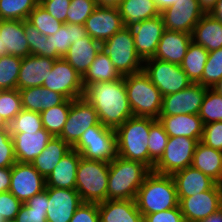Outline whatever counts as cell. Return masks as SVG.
I'll return each instance as SVG.
<instances>
[{
  "label": "cell",
  "mask_w": 222,
  "mask_h": 222,
  "mask_svg": "<svg viewBox=\"0 0 222 222\" xmlns=\"http://www.w3.org/2000/svg\"><path fill=\"white\" fill-rule=\"evenodd\" d=\"M22 58L5 54L0 56V90L17 89Z\"/></svg>",
  "instance_id": "cell-40"
},
{
  "label": "cell",
  "mask_w": 222,
  "mask_h": 222,
  "mask_svg": "<svg viewBox=\"0 0 222 222\" xmlns=\"http://www.w3.org/2000/svg\"><path fill=\"white\" fill-rule=\"evenodd\" d=\"M220 79H222V48L208 53L202 75V86L212 88Z\"/></svg>",
  "instance_id": "cell-45"
},
{
  "label": "cell",
  "mask_w": 222,
  "mask_h": 222,
  "mask_svg": "<svg viewBox=\"0 0 222 222\" xmlns=\"http://www.w3.org/2000/svg\"><path fill=\"white\" fill-rule=\"evenodd\" d=\"M127 97L133 116L158 119L162 109L163 96L142 70L124 76Z\"/></svg>",
  "instance_id": "cell-5"
},
{
  "label": "cell",
  "mask_w": 222,
  "mask_h": 222,
  "mask_svg": "<svg viewBox=\"0 0 222 222\" xmlns=\"http://www.w3.org/2000/svg\"><path fill=\"white\" fill-rule=\"evenodd\" d=\"M100 222H143L135 199L106 200L98 203Z\"/></svg>",
  "instance_id": "cell-28"
},
{
  "label": "cell",
  "mask_w": 222,
  "mask_h": 222,
  "mask_svg": "<svg viewBox=\"0 0 222 222\" xmlns=\"http://www.w3.org/2000/svg\"><path fill=\"white\" fill-rule=\"evenodd\" d=\"M151 171L142 162L116 156L109 163L107 200L135 199L138 189Z\"/></svg>",
  "instance_id": "cell-3"
},
{
  "label": "cell",
  "mask_w": 222,
  "mask_h": 222,
  "mask_svg": "<svg viewBox=\"0 0 222 222\" xmlns=\"http://www.w3.org/2000/svg\"><path fill=\"white\" fill-rule=\"evenodd\" d=\"M191 35L192 41L208 52L222 48V23L209 13L201 17Z\"/></svg>",
  "instance_id": "cell-31"
},
{
  "label": "cell",
  "mask_w": 222,
  "mask_h": 222,
  "mask_svg": "<svg viewBox=\"0 0 222 222\" xmlns=\"http://www.w3.org/2000/svg\"><path fill=\"white\" fill-rule=\"evenodd\" d=\"M22 109L42 113L51 107L62 104L66 98L43 86L19 90Z\"/></svg>",
  "instance_id": "cell-32"
},
{
  "label": "cell",
  "mask_w": 222,
  "mask_h": 222,
  "mask_svg": "<svg viewBox=\"0 0 222 222\" xmlns=\"http://www.w3.org/2000/svg\"><path fill=\"white\" fill-rule=\"evenodd\" d=\"M198 115L204 125L211 122H222V96L212 88H207Z\"/></svg>",
  "instance_id": "cell-41"
},
{
  "label": "cell",
  "mask_w": 222,
  "mask_h": 222,
  "mask_svg": "<svg viewBox=\"0 0 222 222\" xmlns=\"http://www.w3.org/2000/svg\"><path fill=\"white\" fill-rule=\"evenodd\" d=\"M71 149L72 147L60 137H53L31 164L46 179Z\"/></svg>",
  "instance_id": "cell-34"
},
{
  "label": "cell",
  "mask_w": 222,
  "mask_h": 222,
  "mask_svg": "<svg viewBox=\"0 0 222 222\" xmlns=\"http://www.w3.org/2000/svg\"><path fill=\"white\" fill-rule=\"evenodd\" d=\"M199 141L188 137H169L164 153L155 163L152 171L172 175L176 171L191 166Z\"/></svg>",
  "instance_id": "cell-10"
},
{
  "label": "cell",
  "mask_w": 222,
  "mask_h": 222,
  "mask_svg": "<svg viewBox=\"0 0 222 222\" xmlns=\"http://www.w3.org/2000/svg\"><path fill=\"white\" fill-rule=\"evenodd\" d=\"M0 222H7L2 216H0Z\"/></svg>",
  "instance_id": "cell-64"
},
{
  "label": "cell",
  "mask_w": 222,
  "mask_h": 222,
  "mask_svg": "<svg viewBox=\"0 0 222 222\" xmlns=\"http://www.w3.org/2000/svg\"><path fill=\"white\" fill-rule=\"evenodd\" d=\"M102 50L122 76L143 70L144 62L136 52L134 36L130 27H123L105 40L102 43Z\"/></svg>",
  "instance_id": "cell-8"
},
{
  "label": "cell",
  "mask_w": 222,
  "mask_h": 222,
  "mask_svg": "<svg viewBox=\"0 0 222 222\" xmlns=\"http://www.w3.org/2000/svg\"><path fill=\"white\" fill-rule=\"evenodd\" d=\"M135 203L143 217L178 207L179 200L173 177L151 171L138 189Z\"/></svg>",
  "instance_id": "cell-4"
},
{
  "label": "cell",
  "mask_w": 222,
  "mask_h": 222,
  "mask_svg": "<svg viewBox=\"0 0 222 222\" xmlns=\"http://www.w3.org/2000/svg\"><path fill=\"white\" fill-rule=\"evenodd\" d=\"M84 26L91 38L103 43L120 31L124 24L118 7L97 6Z\"/></svg>",
  "instance_id": "cell-18"
},
{
  "label": "cell",
  "mask_w": 222,
  "mask_h": 222,
  "mask_svg": "<svg viewBox=\"0 0 222 222\" xmlns=\"http://www.w3.org/2000/svg\"><path fill=\"white\" fill-rule=\"evenodd\" d=\"M25 36L30 48V55L44 57V45L47 42V36L32 26L27 20H24Z\"/></svg>",
  "instance_id": "cell-48"
},
{
  "label": "cell",
  "mask_w": 222,
  "mask_h": 222,
  "mask_svg": "<svg viewBox=\"0 0 222 222\" xmlns=\"http://www.w3.org/2000/svg\"><path fill=\"white\" fill-rule=\"evenodd\" d=\"M174 179L177 197H190L211 190L217 183L193 166L171 175Z\"/></svg>",
  "instance_id": "cell-25"
},
{
  "label": "cell",
  "mask_w": 222,
  "mask_h": 222,
  "mask_svg": "<svg viewBox=\"0 0 222 222\" xmlns=\"http://www.w3.org/2000/svg\"><path fill=\"white\" fill-rule=\"evenodd\" d=\"M39 0H0V20H27Z\"/></svg>",
  "instance_id": "cell-39"
},
{
  "label": "cell",
  "mask_w": 222,
  "mask_h": 222,
  "mask_svg": "<svg viewBox=\"0 0 222 222\" xmlns=\"http://www.w3.org/2000/svg\"><path fill=\"white\" fill-rule=\"evenodd\" d=\"M84 25L63 23L58 32L47 36L44 45V57L59 59L65 56L74 41L87 37Z\"/></svg>",
  "instance_id": "cell-22"
},
{
  "label": "cell",
  "mask_w": 222,
  "mask_h": 222,
  "mask_svg": "<svg viewBox=\"0 0 222 222\" xmlns=\"http://www.w3.org/2000/svg\"><path fill=\"white\" fill-rule=\"evenodd\" d=\"M124 27L160 15L155 0H122L118 6Z\"/></svg>",
  "instance_id": "cell-33"
},
{
  "label": "cell",
  "mask_w": 222,
  "mask_h": 222,
  "mask_svg": "<svg viewBox=\"0 0 222 222\" xmlns=\"http://www.w3.org/2000/svg\"><path fill=\"white\" fill-rule=\"evenodd\" d=\"M97 6L118 7L122 0H95Z\"/></svg>",
  "instance_id": "cell-59"
},
{
  "label": "cell",
  "mask_w": 222,
  "mask_h": 222,
  "mask_svg": "<svg viewBox=\"0 0 222 222\" xmlns=\"http://www.w3.org/2000/svg\"><path fill=\"white\" fill-rule=\"evenodd\" d=\"M134 36L135 49L144 62L154 57L158 43L165 30L162 16L140 21L130 26Z\"/></svg>",
  "instance_id": "cell-17"
},
{
  "label": "cell",
  "mask_w": 222,
  "mask_h": 222,
  "mask_svg": "<svg viewBox=\"0 0 222 222\" xmlns=\"http://www.w3.org/2000/svg\"><path fill=\"white\" fill-rule=\"evenodd\" d=\"M71 0H39V4L52 17L62 23H67V12Z\"/></svg>",
  "instance_id": "cell-52"
},
{
  "label": "cell",
  "mask_w": 222,
  "mask_h": 222,
  "mask_svg": "<svg viewBox=\"0 0 222 222\" xmlns=\"http://www.w3.org/2000/svg\"><path fill=\"white\" fill-rule=\"evenodd\" d=\"M214 91H216L220 96H222V79H220L214 87H212Z\"/></svg>",
  "instance_id": "cell-61"
},
{
  "label": "cell",
  "mask_w": 222,
  "mask_h": 222,
  "mask_svg": "<svg viewBox=\"0 0 222 222\" xmlns=\"http://www.w3.org/2000/svg\"><path fill=\"white\" fill-rule=\"evenodd\" d=\"M158 120L169 137L202 139L204 123L198 114L159 116Z\"/></svg>",
  "instance_id": "cell-26"
},
{
  "label": "cell",
  "mask_w": 222,
  "mask_h": 222,
  "mask_svg": "<svg viewBox=\"0 0 222 222\" xmlns=\"http://www.w3.org/2000/svg\"><path fill=\"white\" fill-rule=\"evenodd\" d=\"M211 16L222 23V0H218L215 7L209 12Z\"/></svg>",
  "instance_id": "cell-56"
},
{
  "label": "cell",
  "mask_w": 222,
  "mask_h": 222,
  "mask_svg": "<svg viewBox=\"0 0 222 222\" xmlns=\"http://www.w3.org/2000/svg\"><path fill=\"white\" fill-rule=\"evenodd\" d=\"M54 61V59L37 55H28L22 58L17 89L42 86L48 74L51 73Z\"/></svg>",
  "instance_id": "cell-20"
},
{
  "label": "cell",
  "mask_w": 222,
  "mask_h": 222,
  "mask_svg": "<svg viewBox=\"0 0 222 222\" xmlns=\"http://www.w3.org/2000/svg\"><path fill=\"white\" fill-rule=\"evenodd\" d=\"M156 119L132 116L115 131L117 135L118 156L147 165L151 170L155 162L149 157L148 142L151 124Z\"/></svg>",
  "instance_id": "cell-2"
},
{
  "label": "cell",
  "mask_w": 222,
  "mask_h": 222,
  "mask_svg": "<svg viewBox=\"0 0 222 222\" xmlns=\"http://www.w3.org/2000/svg\"><path fill=\"white\" fill-rule=\"evenodd\" d=\"M178 0H155L156 6L160 11L165 9L168 6H171L173 3L177 2Z\"/></svg>",
  "instance_id": "cell-60"
},
{
  "label": "cell",
  "mask_w": 222,
  "mask_h": 222,
  "mask_svg": "<svg viewBox=\"0 0 222 222\" xmlns=\"http://www.w3.org/2000/svg\"><path fill=\"white\" fill-rule=\"evenodd\" d=\"M71 100L66 99L62 104L51 107L40 113L43 128L53 137H58L66 123L70 110Z\"/></svg>",
  "instance_id": "cell-38"
},
{
  "label": "cell",
  "mask_w": 222,
  "mask_h": 222,
  "mask_svg": "<svg viewBox=\"0 0 222 222\" xmlns=\"http://www.w3.org/2000/svg\"><path fill=\"white\" fill-rule=\"evenodd\" d=\"M208 53L203 46L197 45L193 41L189 44L180 66L192 83H200L202 85V75Z\"/></svg>",
  "instance_id": "cell-36"
},
{
  "label": "cell",
  "mask_w": 222,
  "mask_h": 222,
  "mask_svg": "<svg viewBox=\"0 0 222 222\" xmlns=\"http://www.w3.org/2000/svg\"><path fill=\"white\" fill-rule=\"evenodd\" d=\"M42 86L70 100L83 97L84 93L82 76L63 57L54 61Z\"/></svg>",
  "instance_id": "cell-12"
},
{
  "label": "cell",
  "mask_w": 222,
  "mask_h": 222,
  "mask_svg": "<svg viewBox=\"0 0 222 222\" xmlns=\"http://www.w3.org/2000/svg\"><path fill=\"white\" fill-rule=\"evenodd\" d=\"M17 162L32 163L46 148L53 136L44 128L34 132L11 133Z\"/></svg>",
  "instance_id": "cell-21"
},
{
  "label": "cell",
  "mask_w": 222,
  "mask_h": 222,
  "mask_svg": "<svg viewBox=\"0 0 222 222\" xmlns=\"http://www.w3.org/2000/svg\"><path fill=\"white\" fill-rule=\"evenodd\" d=\"M27 21L46 36L54 35L63 24L52 17L40 4L31 11Z\"/></svg>",
  "instance_id": "cell-42"
},
{
  "label": "cell",
  "mask_w": 222,
  "mask_h": 222,
  "mask_svg": "<svg viewBox=\"0 0 222 222\" xmlns=\"http://www.w3.org/2000/svg\"><path fill=\"white\" fill-rule=\"evenodd\" d=\"M102 50V43L89 35L74 41L63 57L82 77Z\"/></svg>",
  "instance_id": "cell-27"
},
{
  "label": "cell",
  "mask_w": 222,
  "mask_h": 222,
  "mask_svg": "<svg viewBox=\"0 0 222 222\" xmlns=\"http://www.w3.org/2000/svg\"><path fill=\"white\" fill-rule=\"evenodd\" d=\"M123 76L114 67L108 55L101 50L93 63L82 77L84 88L94 82H109L121 79Z\"/></svg>",
  "instance_id": "cell-35"
},
{
  "label": "cell",
  "mask_w": 222,
  "mask_h": 222,
  "mask_svg": "<svg viewBox=\"0 0 222 222\" xmlns=\"http://www.w3.org/2000/svg\"><path fill=\"white\" fill-rule=\"evenodd\" d=\"M70 222H100L98 203L84 202L76 209Z\"/></svg>",
  "instance_id": "cell-53"
},
{
  "label": "cell",
  "mask_w": 222,
  "mask_h": 222,
  "mask_svg": "<svg viewBox=\"0 0 222 222\" xmlns=\"http://www.w3.org/2000/svg\"><path fill=\"white\" fill-rule=\"evenodd\" d=\"M0 39L2 55L9 54L19 58L30 55V48L25 36L24 21L0 20Z\"/></svg>",
  "instance_id": "cell-23"
},
{
  "label": "cell",
  "mask_w": 222,
  "mask_h": 222,
  "mask_svg": "<svg viewBox=\"0 0 222 222\" xmlns=\"http://www.w3.org/2000/svg\"><path fill=\"white\" fill-rule=\"evenodd\" d=\"M191 42V34L165 29L153 58L180 65Z\"/></svg>",
  "instance_id": "cell-24"
},
{
  "label": "cell",
  "mask_w": 222,
  "mask_h": 222,
  "mask_svg": "<svg viewBox=\"0 0 222 222\" xmlns=\"http://www.w3.org/2000/svg\"><path fill=\"white\" fill-rule=\"evenodd\" d=\"M191 166L200 170L217 184L222 185V151L213 149L199 141Z\"/></svg>",
  "instance_id": "cell-30"
},
{
  "label": "cell",
  "mask_w": 222,
  "mask_h": 222,
  "mask_svg": "<svg viewBox=\"0 0 222 222\" xmlns=\"http://www.w3.org/2000/svg\"><path fill=\"white\" fill-rule=\"evenodd\" d=\"M83 97L94 107L102 125L116 130L133 116L124 76L109 82H94L84 88Z\"/></svg>",
  "instance_id": "cell-1"
},
{
  "label": "cell",
  "mask_w": 222,
  "mask_h": 222,
  "mask_svg": "<svg viewBox=\"0 0 222 222\" xmlns=\"http://www.w3.org/2000/svg\"><path fill=\"white\" fill-rule=\"evenodd\" d=\"M46 179L31 163L16 162L11 167L9 192L20 202L25 203L35 194L45 190Z\"/></svg>",
  "instance_id": "cell-15"
},
{
  "label": "cell",
  "mask_w": 222,
  "mask_h": 222,
  "mask_svg": "<svg viewBox=\"0 0 222 222\" xmlns=\"http://www.w3.org/2000/svg\"><path fill=\"white\" fill-rule=\"evenodd\" d=\"M109 163L80 158L76 172V191L83 202L107 200Z\"/></svg>",
  "instance_id": "cell-6"
},
{
  "label": "cell",
  "mask_w": 222,
  "mask_h": 222,
  "mask_svg": "<svg viewBox=\"0 0 222 222\" xmlns=\"http://www.w3.org/2000/svg\"><path fill=\"white\" fill-rule=\"evenodd\" d=\"M99 123L96 110L84 97L71 100L66 123L58 137L72 147L88 128Z\"/></svg>",
  "instance_id": "cell-11"
},
{
  "label": "cell",
  "mask_w": 222,
  "mask_h": 222,
  "mask_svg": "<svg viewBox=\"0 0 222 222\" xmlns=\"http://www.w3.org/2000/svg\"><path fill=\"white\" fill-rule=\"evenodd\" d=\"M81 154L71 149L46 178V187L76 189V172Z\"/></svg>",
  "instance_id": "cell-29"
},
{
  "label": "cell",
  "mask_w": 222,
  "mask_h": 222,
  "mask_svg": "<svg viewBox=\"0 0 222 222\" xmlns=\"http://www.w3.org/2000/svg\"><path fill=\"white\" fill-rule=\"evenodd\" d=\"M204 14L198 0H178L160 11L166 30L188 34H192Z\"/></svg>",
  "instance_id": "cell-13"
},
{
  "label": "cell",
  "mask_w": 222,
  "mask_h": 222,
  "mask_svg": "<svg viewBox=\"0 0 222 222\" xmlns=\"http://www.w3.org/2000/svg\"><path fill=\"white\" fill-rule=\"evenodd\" d=\"M96 7L95 0H71L67 12V23L84 25Z\"/></svg>",
  "instance_id": "cell-47"
},
{
  "label": "cell",
  "mask_w": 222,
  "mask_h": 222,
  "mask_svg": "<svg viewBox=\"0 0 222 222\" xmlns=\"http://www.w3.org/2000/svg\"><path fill=\"white\" fill-rule=\"evenodd\" d=\"M201 142L222 151V122H211L204 125Z\"/></svg>",
  "instance_id": "cell-51"
},
{
  "label": "cell",
  "mask_w": 222,
  "mask_h": 222,
  "mask_svg": "<svg viewBox=\"0 0 222 222\" xmlns=\"http://www.w3.org/2000/svg\"><path fill=\"white\" fill-rule=\"evenodd\" d=\"M199 5L205 13H209L216 5L218 0H198Z\"/></svg>",
  "instance_id": "cell-57"
},
{
  "label": "cell",
  "mask_w": 222,
  "mask_h": 222,
  "mask_svg": "<svg viewBox=\"0 0 222 222\" xmlns=\"http://www.w3.org/2000/svg\"><path fill=\"white\" fill-rule=\"evenodd\" d=\"M169 136L163 125L156 119L150 127L148 152L149 157L156 163L164 153Z\"/></svg>",
  "instance_id": "cell-46"
},
{
  "label": "cell",
  "mask_w": 222,
  "mask_h": 222,
  "mask_svg": "<svg viewBox=\"0 0 222 222\" xmlns=\"http://www.w3.org/2000/svg\"><path fill=\"white\" fill-rule=\"evenodd\" d=\"M200 222H222V207Z\"/></svg>",
  "instance_id": "cell-58"
},
{
  "label": "cell",
  "mask_w": 222,
  "mask_h": 222,
  "mask_svg": "<svg viewBox=\"0 0 222 222\" xmlns=\"http://www.w3.org/2000/svg\"><path fill=\"white\" fill-rule=\"evenodd\" d=\"M48 187L23 203L15 222H47Z\"/></svg>",
  "instance_id": "cell-37"
},
{
  "label": "cell",
  "mask_w": 222,
  "mask_h": 222,
  "mask_svg": "<svg viewBox=\"0 0 222 222\" xmlns=\"http://www.w3.org/2000/svg\"><path fill=\"white\" fill-rule=\"evenodd\" d=\"M22 110L18 89L0 90V115L9 124Z\"/></svg>",
  "instance_id": "cell-44"
},
{
  "label": "cell",
  "mask_w": 222,
  "mask_h": 222,
  "mask_svg": "<svg viewBox=\"0 0 222 222\" xmlns=\"http://www.w3.org/2000/svg\"><path fill=\"white\" fill-rule=\"evenodd\" d=\"M22 205L9 191L0 193V216L6 221L14 220Z\"/></svg>",
  "instance_id": "cell-50"
},
{
  "label": "cell",
  "mask_w": 222,
  "mask_h": 222,
  "mask_svg": "<svg viewBox=\"0 0 222 222\" xmlns=\"http://www.w3.org/2000/svg\"><path fill=\"white\" fill-rule=\"evenodd\" d=\"M206 91L207 87L192 83L184 90L163 96L160 116L198 114Z\"/></svg>",
  "instance_id": "cell-16"
},
{
  "label": "cell",
  "mask_w": 222,
  "mask_h": 222,
  "mask_svg": "<svg viewBox=\"0 0 222 222\" xmlns=\"http://www.w3.org/2000/svg\"><path fill=\"white\" fill-rule=\"evenodd\" d=\"M0 56H2V43H1V39H0Z\"/></svg>",
  "instance_id": "cell-63"
},
{
  "label": "cell",
  "mask_w": 222,
  "mask_h": 222,
  "mask_svg": "<svg viewBox=\"0 0 222 222\" xmlns=\"http://www.w3.org/2000/svg\"><path fill=\"white\" fill-rule=\"evenodd\" d=\"M83 203L75 189L48 188L47 222H70Z\"/></svg>",
  "instance_id": "cell-19"
},
{
  "label": "cell",
  "mask_w": 222,
  "mask_h": 222,
  "mask_svg": "<svg viewBox=\"0 0 222 222\" xmlns=\"http://www.w3.org/2000/svg\"><path fill=\"white\" fill-rule=\"evenodd\" d=\"M185 222H200L222 207V185L190 197H178Z\"/></svg>",
  "instance_id": "cell-14"
},
{
  "label": "cell",
  "mask_w": 222,
  "mask_h": 222,
  "mask_svg": "<svg viewBox=\"0 0 222 222\" xmlns=\"http://www.w3.org/2000/svg\"><path fill=\"white\" fill-rule=\"evenodd\" d=\"M16 162L10 130H0V168H11Z\"/></svg>",
  "instance_id": "cell-49"
},
{
  "label": "cell",
  "mask_w": 222,
  "mask_h": 222,
  "mask_svg": "<svg viewBox=\"0 0 222 222\" xmlns=\"http://www.w3.org/2000/svg\"><path fill=\"white\" fill-rule=\"evenodd\" d=\"M11 182V168H0V193L9 191Z\"/></svg>",
  "instance_id": "cell-55"
},
{
  "label": "cell",
  "mask_w": 222,
  "mask_h": 222,
  "mask_svg": "<svg viewBox=\"0 0 222 222\" xmlns=\"http://www.w3.org/2000/svg\"><path fill=\"white\" fill-rule=\"evenodd\" d=\"M43 129L41 115L38 112L22 109L9 123L10 133H27Z\"/></svg>",
  "instance_id": "cell-43"
},
{
  "label": "cell",
  "mask_w": 222,
  "mask_h": 222,
  "mask_svg": "<svg viewBox=\"0 0 222 222\" xmlns=\"http://www.w3.org/2000/svg\"><path fill=\"white\" fill-rule=\"evenodd\" d=\"M143 71L149 76L162 96L174 94L192 84L180 65L156 58L145 60Z\"/></svg>",
  "instance_id": "cell-9"
},
{
  "label": "cell",
  "mask_w": 222,
  "mask_h": 222,
  "mask_svg": "<svg viewBox=\"0 0 222 222\" xmlns=\"http://www.w3.org/2000/svg\"><path fill=\"white\" fill-rule=\"evenodd\" d=\"M72 148L84 159L110 163L118 156L116 131L99 123L88 128Z\"/></svg>",
  "instance_id": "cell-7"
},
{
  "label": "cell",
  "mask_w": 222,
  "mask_h": 222,
  "mask_svg": "<svg viewBox=\"0 0 222 222\" xmlns=\"http://www.w3.org/2000/svg\"><path fill=\"white\" fill-rule=\"evenodd\" d=\"M143 222H185L179 206L143 217Z\"/></svg>",
  "instance_id": "cell-54"
},
{
  "label": "cell",
  "mask_w": 222,
  "mask_h": 222,
  "mask_svg": "<svg viewBox=\"0 0 222 222\" xmlns=\"http://www.w3.org/2000/svg\"><path fill=\"white\" fill-rule=\"evenodd\" d=\"M0 130H9V124L0 115Z\"/></svg>",
  "instance_id": "cell-62"
}]
</instances>
